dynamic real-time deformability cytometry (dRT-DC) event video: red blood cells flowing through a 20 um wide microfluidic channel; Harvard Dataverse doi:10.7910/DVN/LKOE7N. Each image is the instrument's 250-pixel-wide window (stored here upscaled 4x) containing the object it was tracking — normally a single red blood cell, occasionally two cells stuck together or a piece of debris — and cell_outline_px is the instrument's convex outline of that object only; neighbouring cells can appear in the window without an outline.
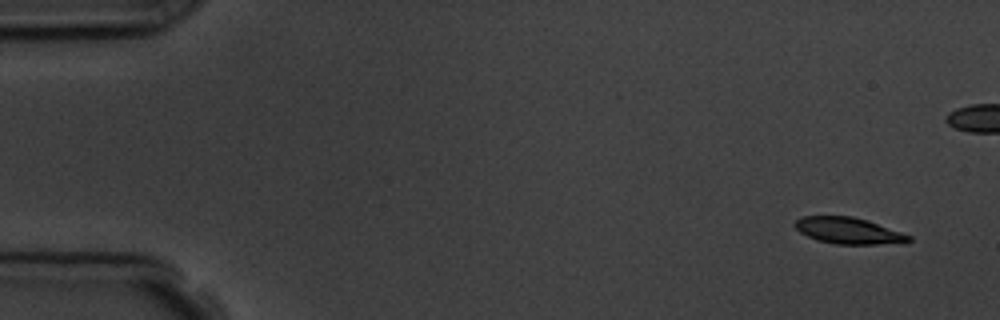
{"species": "common noctule bat (a hibernating species)", "species_latin": "Nyctalus noctula", "temperature_condition": "room temperature", "stored_images_in_passage": 5, "camera_frame_rate_fps": 3000, "um_per_image_px": 0.085, "animal": {"sex": "male", "body_mass_g": 19.5, "forearm_length_mm": 54.6}, "frame": {"image": 1, "passage_image": 1, "time_ms": 0.0, "image_size_px": [1000, 320], "cell_outline_px": [[912, 240], [908, 244], [836, 244], [816, 240], [800, 232], [792, 224], [800, 216], [852, 216], [868, 220], [912, 236]], "centroid_in_image_um": [72.16, 19.62], "position_along_channel_um": 12.8, "area_um2": 17.8}}